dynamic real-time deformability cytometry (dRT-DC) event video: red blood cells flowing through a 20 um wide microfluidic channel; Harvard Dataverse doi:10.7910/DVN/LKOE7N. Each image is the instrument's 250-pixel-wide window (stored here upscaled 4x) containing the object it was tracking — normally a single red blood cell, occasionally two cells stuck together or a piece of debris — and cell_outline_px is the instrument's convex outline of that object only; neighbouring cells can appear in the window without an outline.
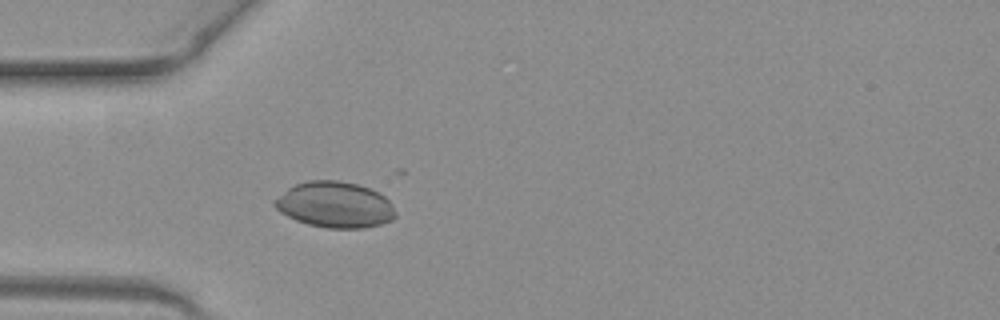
{"species": "common noctule bat (a hibernating species)", "species_latin": "Nyctalus noctula", "temperature_condition": "warm", "stored_images_in_passage": 39, "segment_of_instrument_passage": [1, 2], "camera_frame_rate_fps": 3000, "um_per_image_px": 0.085, "animal": {"sex": "female", "body_mass_g": 19.3, "forearm_length_mm": 54.1}, "frame": {"image": 1, "passage_image": 6, "time_ms": 1.667, "image_size_px": [1000, 320], "cell_outline_px": [[396, 216], [392, 220], [380, 224], [364, 228], [328, 228], [308, 224], [296, 220], [280, 212], [272, 204], [272, 200], [288, 188], [296, 184], [308, 180], [336, 180], [356, 184], [368, 188], [384, 196], [392, 204], [396, 212]], "centroid_in_image_um": [28.44, 17.4], "position_along_channel_um": 56.6, "area_um2": 32.31}}